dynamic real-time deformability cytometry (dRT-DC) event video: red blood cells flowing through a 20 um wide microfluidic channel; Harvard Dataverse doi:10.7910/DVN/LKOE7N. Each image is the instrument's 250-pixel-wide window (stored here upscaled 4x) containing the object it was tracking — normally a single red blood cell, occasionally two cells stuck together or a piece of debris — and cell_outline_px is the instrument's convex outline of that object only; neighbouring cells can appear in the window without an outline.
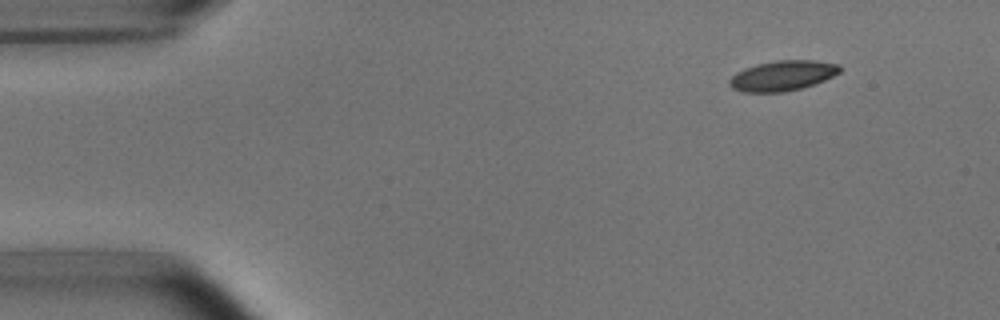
{"species": "common noctule bat (a hibernating species)", "species_latin": "Nyctalus noctula", "temperature_condition": "room temperature", "stored_images_in_passage": 4, "camera_frame_rate_fps": 3000, "um_per_image_px": 0.085, "animal": {"sex": "male", "body_mass_g": 15.6}, "frame": {"image": 1, "passage_image": 1, "time_ms": 0.0, "image_size_px": [1000, 320], "cell_outline_px": [[840, 72], [816, 84], [784, 92], [744, 92], [732, 88], [728, 84], [728, 80], [736, 72], [744, 68], [756, 64], [776, 60], [812, 60], [840, 64]], "centroid_in_image_um": [66.49, 6.43], "position_along_channel_um": 18.5, "area_um2": 19.48}}
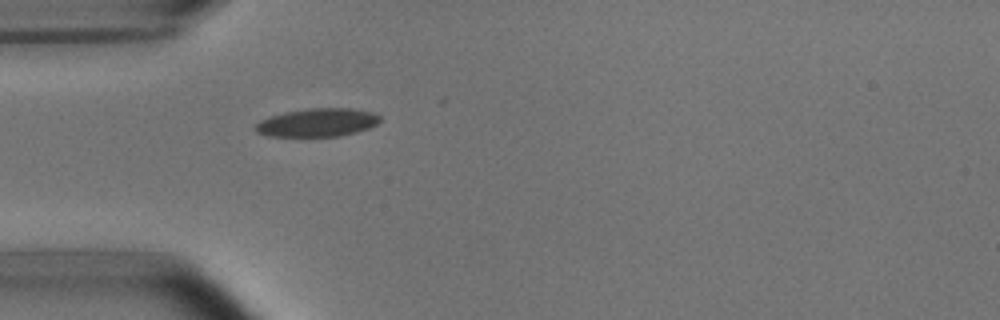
{"frame": {"image": 2, "passage_image": 4, "time_ms": 3.333, "image_size_px": [1000, 320], "cell_outline_px": [[380, 120], [376, 124], [368, 128], [356, 132], [340, 136], [268, 136], [256, 132], [256, 124], [260, 120], [284, 112], [308, 108], [352, 108], [372, 112], [380, 116]], "centroid_in_image_um": [26.99, 10.41], "position_along_channel_um": 58.0, "area_um2": 20.4}}